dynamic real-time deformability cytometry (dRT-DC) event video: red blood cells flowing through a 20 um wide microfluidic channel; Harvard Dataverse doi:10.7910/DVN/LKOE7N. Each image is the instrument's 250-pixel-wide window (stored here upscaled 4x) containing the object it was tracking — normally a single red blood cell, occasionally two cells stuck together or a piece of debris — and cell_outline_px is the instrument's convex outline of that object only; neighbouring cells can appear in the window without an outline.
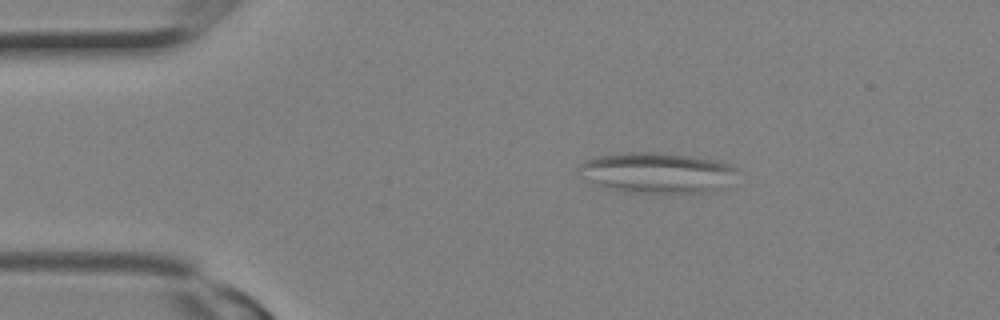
{"species": "Egyptian fruit bat (a non-hibernating species)", "species_latin": "Rousettus aegyptiacus", "temperature_condition": "room temperature", "stored_images_in_passage": 3, "camera_frame_rate_fps": 3000, "um_per_image_px": 0.085, "animal": {"sex": "female"}, "frame": {"image": 1, "passage_image": 2, "time_ms": 0.333, "image_size_px": [1000, 320], "cell_outline_px": [[740, 168], [720, 192], [620, 192], [604, 188], [576, 172], [576, 168], [584, 160], [596, 156], [628, 152], [660, 152], [692, 156], [716, 160]], "centroid_in_image_um": [55.84, 14.68], "position_along_channel_um": 29.2, "area_um2": 37.74}}